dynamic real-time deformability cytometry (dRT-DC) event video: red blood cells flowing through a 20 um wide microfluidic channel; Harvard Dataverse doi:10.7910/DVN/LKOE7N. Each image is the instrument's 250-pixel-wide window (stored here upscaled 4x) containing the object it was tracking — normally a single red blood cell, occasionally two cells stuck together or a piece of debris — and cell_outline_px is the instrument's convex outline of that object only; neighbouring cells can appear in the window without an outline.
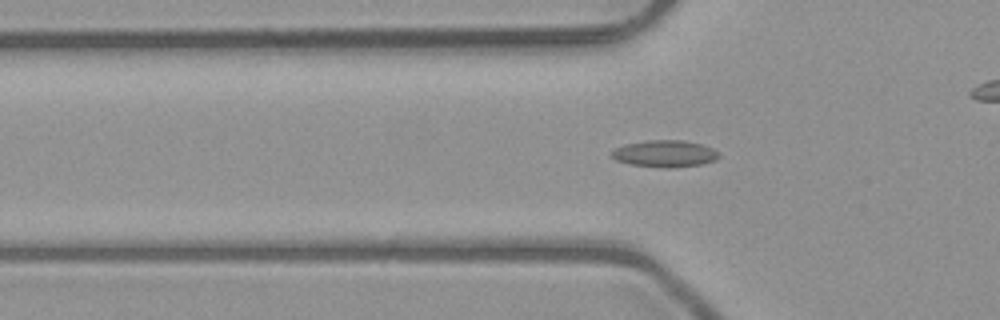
{"species": "common noctule bat (a hibernating species)", "species_latin": "Nyctalus noctula", "temperature_condition": "room temperature", "stored_images_in_passage": 53, "camera_frame_rate_fps": 3000, "um_per_image_px": 0.085, "animal": {"sex": "male", "body_mass_g": 23.1, "forearm_length_mm": 52.7}, "frame": {"image": 1, "passage_image": 18, "time_ms": 5.667, "image_size_px": [1000, 320], "cell_outline_px": [[720, 156], [716, 160], [700, 164], [676, 168], [664, 168], [628, 164], [616, 160], [612, 156], [612, 152], [616, 148], [624, 144], [648, 140], [684, 140], [700, 144], [712, 148]], "centroid_in_image_um": [56.5, 13.07], "position_along_channel_um": 69.3, "area_um2": 16.76}}
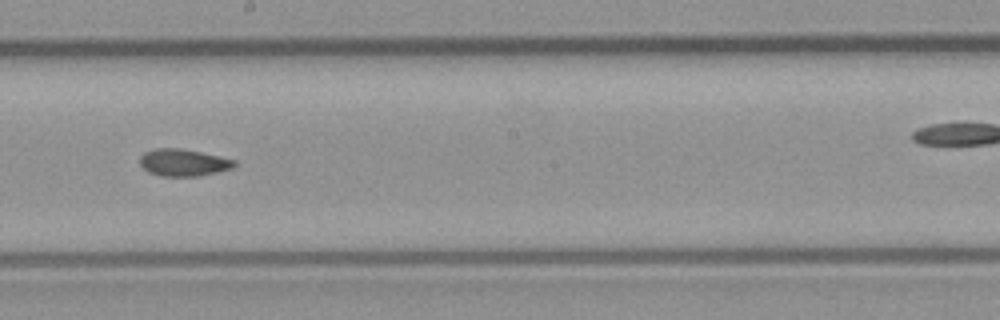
{"frame": {"image": 2, "passage_image": 30, "time_ms": 9.667, "image_size_px": [1000, 320], "cell_outline_px": [[236, 164], [232, 168], [200, 176], [160, 176], [148, 172], [140, 164], [140, 156], [144, 152], [152, 148], [180, 148], [220, 156], [236, 160]], "centroid_in_image_um": [15.57, 13.81], "position_along_channel_um": 232.6, "area_um2": 14.97}}
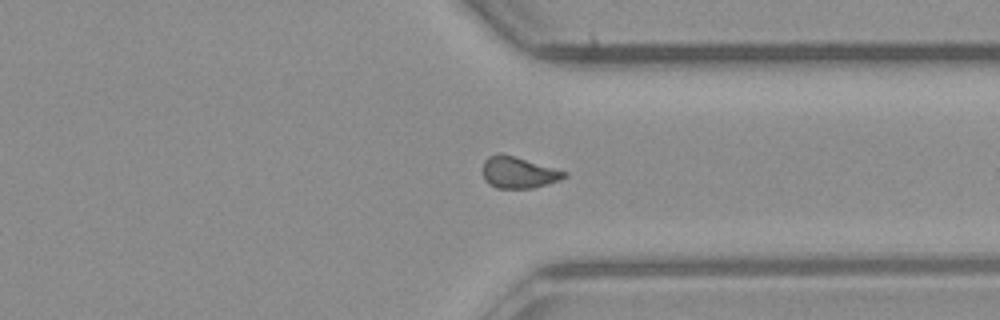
{"frame": {"image": 3, "passage_image": 40, "time_ms": 13.0, "image_size_px": [1000, 320], "cell_outline_px": [[568, 176], [560, 180], [532, 188], [496, 188], [488, 184], [484, 180], [484, 160], [488, 156], [500, 152], [516, 156], [568, 172]], "centroid_in_image_um": [44.07, 14.65], "position_along_channel_um": 367.3, "area_um2": 15.09}, "authors_computed_cell_mechanics": {"area_um2": 15.028, "velocity_mm_per_s": 4.0579, "shape_relaxation_time_tau1_ms": null, "shape_relaxation_time_tau2_ms": 4.9887, "deformation_change_tau1": null, "deformation_change_tau2": 0.0978}}